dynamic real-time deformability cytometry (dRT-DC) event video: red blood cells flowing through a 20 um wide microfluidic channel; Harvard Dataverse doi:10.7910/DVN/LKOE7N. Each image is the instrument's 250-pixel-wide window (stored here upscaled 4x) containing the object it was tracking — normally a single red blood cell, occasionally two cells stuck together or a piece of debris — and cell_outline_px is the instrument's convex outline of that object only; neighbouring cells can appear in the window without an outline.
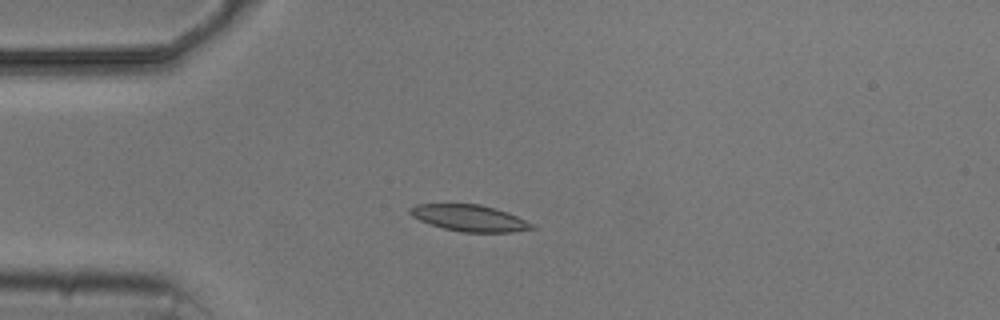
{"species": "common noctule bat (a hibernating species)", "species_latin": "Nyctalus noctula", "temperature_condition": "cold", "stored_images_in_passage": 4, "camera_frame_rate_fps": 3000, "um_per_image_px": 0.085, "animal": {"sex": "male", "body_mass_g": 20.5, "forearm_length_mm": 52.5}, "frame": {"image": 1, "passage_image": 3, "time_ms": 2.333, "image_size_px": [1000, 320], "cell_outline_px": [[536, 228], [512, 232], [460, 232], [444, 228], [420, 220], [412, 216], [408, 212], [408, 208], [416, 204], [480, 204], [496, 208], [508, 212], [536, 224]], "centroid_in_image_um": [39.95, 18.53], "position_along_channel_um": 45.1, "area_um2": 18.9}}